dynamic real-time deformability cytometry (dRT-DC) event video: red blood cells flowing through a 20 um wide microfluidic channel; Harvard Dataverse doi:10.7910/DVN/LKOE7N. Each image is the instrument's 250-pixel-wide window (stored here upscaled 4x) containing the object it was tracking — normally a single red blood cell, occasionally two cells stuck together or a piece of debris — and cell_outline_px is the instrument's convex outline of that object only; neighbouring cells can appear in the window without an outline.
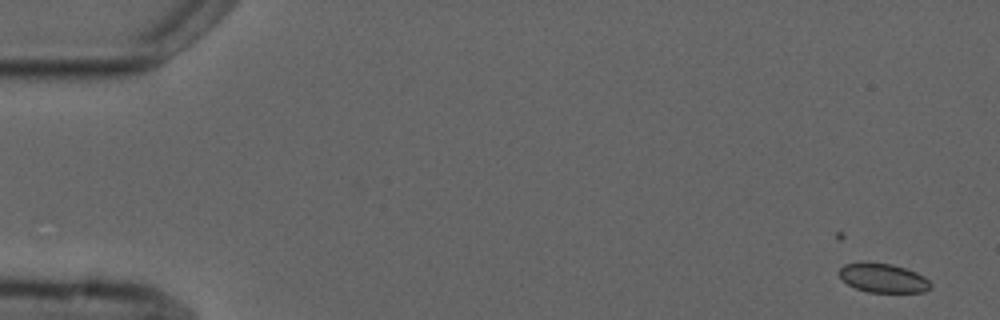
{"species": "common noctule bat (a hibernating species)", "species_latin": "Nyctalus noctula", "temperature_condition": "cold", "stored_images_in_passage": 4, "camera_frame_rate_fps": 3000, "um_per_image_px": 0.085, "animal": {"sex": "male", "forearm_length_mm": 52.5}, "frame": {"image": 1, "passage_image": 1, "time_ms": 0.0, "image_size_px": [1000, 320], "cell_outline_px": [[932, 288], [924, 292], [868, 292], [856, 288], [848, 284], [836, 272], [844, 264], [860, 260], [864, 260], [892, 264], [916, 272], [924, 276], [932, 284]], "centroid_in_image_um": [75.04, 23.6], "position_along_channel_um": 10.0, "area_um2": 15.9}}